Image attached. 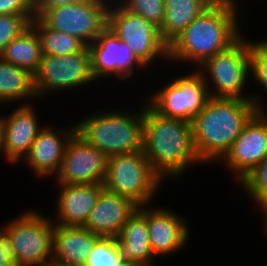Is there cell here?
<instances>
[{
	"label": "cell",
	"mask_w": 267,
	"mask_h": 266,
	"mask_svg": "<svg viewBox=\"0 0 267 266\" xmlns=\"http://www.w3.org/2000/svg\"><path fill=\"white\" fill-rule=\"evenodd\" d=\"M235 2H213L168 45V58L203 64L234 44L238 32Z\"/></svg>",
	"instance_id": "6da1fadb"
},
{
	"label": "cell",
	"mask_w": 267,
	"mask_h": 266,
	"mask_svg": "<svg viewBox=\"0 0 267 266\" xmlns=\"http://www.w3.org/2000/svg\"><path fill=\"white\" fill-rule=\"evenodd\" d=\"M143 151L163 179L182 175L190 163L201 162L193 143L192 122L164 117L148 104L144 108Z\"/></svg>",
	"instance_id": "7a4b0ae2"
},
{
	"label": "cell",
	"mask_w": 267,
	"mask_h": 266,
	"mask_svg": "<svg viewBox=\"0 0 267 266\" xmlns=\"http://www.w3.org/2000/svg\"><path fill=\"white\" fill-rule=\"evenodd\" d=\"M257 112L252 100L211 97L192 120L193 143L200 161L222 159Z\"/></svg>",
	"instance_id": "3957f363"
},
{
	"label": "cell",
	"mask_w": 267,
	"mask_h": 266,
	"mask_svg": "<svg viewBox=\"0 0 267 266\" xmlns=\"http://www.w3.org/2000/svg\"><path fill=\"white\" fill-rule=\"evenodd\" d=\"M80 121L76 133L107 157L143 150L144 109L139 114L105 112Z\"/></svg>",
	"instance_id": "277c9868"
},
{
	"label": "cell",
	"mask_w": 267,
	"mask_h": 266,
	"mask_svg": "<svg viewBox=\"0 0 267 266\" xmlns=\"http://www.w3.org/2000/svg\"><path fill=\"white\" fill-rule=\"evenodd\" d=\"M164 180L152 167L143 150L108 157L104 188L146 206ZM146 204V205H145Z\"/></svg>",
	"instance_id": "5b68a950"
},
{
	"label": "cell",
	"mask_w": 267,
	"mask_h": 266,
	"mask_svg": "<svg viewBox=\"0 0 267 266\" xmlns=\"http://www.w3.org/2000/svg\"><path fill=\"white\" fill-rule=\"evenodd\" d=\"M17 218L2 228L15 251V266H52V220L32 210Z\"/></svg>",
	"instance_id": "8992f818"
},
{
	"label": "cell",
	"mask_w": 267,
	"mask_h": 266,
	"mask_svg": "<svg viewBox=\"0 0 267 266\" xmlns=\"http://www.w3.org/2000/svg\"><path fill=\"white\" fill-rule=\"evenodd\" d=\"M250 40L240 37L226 50L208 58L200 66L210 74L215 92L209 90L213 98L252 100L256 110L262 112L263 104L258 97L242 95L249 72ZM261 104V105H260Z\"/></svg>",
	"instance_id": "52a82bcc"
},
{
	"label": "cell",
	"mask_w": 267,
	"mask_h": 266,
	"mask_svg": "<svg viewBox=\"0 0 267 266\" xmlns=\"http://www.w3.org/2000/svg\"><path fill=\"white\" fill-rule=\"evenodd\" d=\"M109 7L106 0H82L45 10L38 19L89 46L107 28Z\"/></svg>",
	"instance_id": "ba28073f"
},
{
	"label": "cell",
	"mask_w": 267,
	"mask_h": 266,
	"mask_svg": "<svg viewBox=\"0 0 267 266\" xmlns=\"http://www.w3.org/2000/svg\"><path fill=\"white\" fill-rule=\"evenodd\" d=\"M207 85L201 68L174 79L146 103L164 117L192 122L211 98Z\"/></svg>",
	"instance_id": "9c48e42d"
},
{
	"label": "cell",
	"mask_w": 267,
	"mask_h": 266,
	"mask_svg": "<svg viewBox=\"0 0 267 266\" xmlns=\"http://www.w3.org/2000/svg\"><path fill=\"white\" fill-rule=\"evenodd\" d=\"M109 5L107 27L131 48L145 66L156 56L168 59V45L162 40L158 27L120 4H116V7ZM112 6L113 9H110Z\"/></svg>",
	"instance_id": "30bf717a"
},
{
	"label": "cell",
	"mask_w": 267,
	"mask_h": 266,
	"mask_svg": "<svg viewBox=\"0 0 267 266\" xmlns=\"http://www.w3.org/2000/svg\"><path fill=\"white\" fill-rule=\"evenodd\" d=\"M93 80L88 46L77 53L65 56L43 54L39 67L33 74L36 96H42L51 90H69Z\"/></svg>",
	"instance_id": "8fae6325"
},
{
	"label": "cell",
	"mask_w": 267,
	"mask_h": 266,
	"mask_svg": "<svg viewBox=\"0 0 267 266\" xmlns=\"http://www.w3.org/2000/svg\"><path fill=\"white\" fill-rule=\"evenodd\" d=\"M108 157L76 132L69 139L57 173L59 184H101L107 173Z\"/></svg>",
	"instance_id": "7c38bea8"
},
{
	"label": "cell",
	"mask_w": 267,
	"mask_h": 266,
	"mask_svg": "<svg viewBox=\"0 0 267 266\" xmlns=\"http://www.w3.org/2000/svg\"><path fill=\"white\" fill-rule=\"evenodd\" d=\"M257 112L222 158L241 182L267 155V117Z\"/></svg>",
	"instance_id": "4fadbf2b"
},
{
	"label": "cell",
	"mask_w": 267,
	"mask_h": 266,
	"mask_svg": "<svg viewBox=\"0 0 267 266\" xmlns=\"http://www.w3.org/2000/svg\"><path fill=\"white\" fill-rule=\"evenodd\" d=\"M88 47L94 80L109 75H115L123 80L132 76L135 65H139L140 68L146 67L133 54L131 48L108 27Z\"/></svg>",
	"instance_id": "5bb4252c"
},
{
	"label": "cell",
	"mask_w": 267,
	"mask_h": 266,
	"mask_svg": "<svg viewBox=\"0 0 267 266\" xmlns=\"http://www.w3.org/2000/svg\"><path fill=\"white\" fill-rule=\"evenodd\" d=\"M138 205L127 197L103 189L83 226L100 237L117 238Z\"/></svg>",
	"instance_id": "9a60e30c"
},
{
	"label": "cell",
	"mask_w": 267,
	"mask_h": 266,
	"mask_svg": "<svg viewBox=\"0 0 267 266\" xmlns=\"http://www.w3.org/2000/svg\"><path fill=\"white\" fill-rule=\"evenodd\" d=\"M32 108L23 104L8 118L0 117L2 152L12 163L18 162L23 154L24 157L28 154L33 141L43 129L38 126L39 123Z\"/></svg>",
	"instance_id": "2e32d148"
},
{
	"label": "cell",
	"mask_w": 267,
	"mask_h": 266,
	"mask_svg": "<svg viewBox=\"0 0 267 266\" xmlns=\"http://www.w3.org/2000/svg\"><path fill=\"white\" fill-rule=\"evenodd\" d=\"M146 219L154 256L174 253L187 243L189 236L187 222L170 209H146Z\"/></svg>",
	"instance_id": "e0dca14e"
},
{
	"label": "cell",
	"mask_w": 267,
	"mask_h": 266,
	"mask_svg": "<svg viewBox=\"0 0 267 266\" xmlns=\"http://www.w3.org/2000/svg\"><path fill=\"white\" fill-rule=\"evenodd\" d=\"M100 238L83 226L54 224L52 266H85Z\"/></svg>",
	"instance_id": "ac0fdd59"
},
{
	"label": "cell",
	"mask_w": 267,
	"mask_h": 266,
	"mask_svg": "<svg viewBox=\"0 0 267 266\" xmlns=\"http://www.w3.org/2000/svg\"><path fill=\"white\" fill-rule=\"evenodd\" d=\"M58 221L63 226H84L104 184H59Z\"/></svg>",
	"instance_id": "d6986e66"
},
{
	"label": "cell",
	"mask_w": 267,
	"mask_h": 266,
	"mask_svg": "<svg viewBox=\"0 0 267 266\" xmlns=\"http://www.w3.org/2000/svg\"><path fill=\"white\" fill-rule=\"evenodd\" d=\"M75 132V126H72V129L70 128L68 131L63 130L60 132L61 134L55 133L50 127H44L33 141L28 154L23 157L24 160L41 177L57 174L67 143ZM62 133L64 134V137H61L63 139L59 137L63 135Z\"/></svg>",
	"instance_id": "ffe728a7"
},
{
	"label": "cell",
	"mask_w": 267,
	"mask_h": 266,
	"mask_svg": "<svg viewBox=\"0 0 267 266\" xmlns=\"http://www.w3.org/2000/svg\"><path fill=\"white\" fill-rule=\"evenodd\" d=\"M121 259L134 266L152 265L153 252L149 242L146 209L138 206L137 210L125 222L116 238Z\"/></svg>",
	"instance_id": "44dd1931"
},
{
	"label": "cell",
	"mask_w": 267,
	"mask_h": 266,
	"mask_svg": "<svg viewBox=\"0 0 267 266\" xmlns=\"http://www.w3.org/2000/svg\"><path fill=\"white\" fill-rule=\"evenodd\" d=\"M165 17L159 28L162 40L169 45L213 0H164Z\"/></svg>",
	"instance_id": "7402d4cb"
},
{
	"label": "cell",
	"mask_w": 267,
	"mask_h": 266,
	"mask_svg": "<svg viewBox=\"0 0 267 266\" xmlns=\"http://www.w3.org/2000/svg\"><path fill=\"white\" fill-rule=\"evenodd\" d=\"M42 49L36 31L30 26L11 40L0 53V58L34 74L42 60Z\"/></svg>",
	"instance_id": "603a6c76"
},
{
	"label": "cell",
	"mask_w": 267,
	"mask_h": 266,
	"mask_svg": "<svg viewBox=\"0 0 267 266\" xmlns=\"http://www.w3.org/2000/svg\"><path fill=\"white\" fill-rule=\"evenodd\" d=\"M35 95L33 74L0 58V104Z\"/></svg>",
	"instance_id": "cb8c5ba5"
},
{
	"label": "cell",
	"mask_w": 267,
	"mask_h": 266,
	"mask_svg": "<svg viewBox=\"0 0 267 266\" xmlns=\"http://www.w3.org/2000/svg\"><path fill=\"white\" fill-rule=\"evenodd\" d=\"M30 26L39 37L43 54L65 56L77 53L86 46L75 36L45 26L38 18H34Z\"/></svg>",
	"instance_id": "d4e9b609"
},
{
	"label": "cell",
	"mask_w": 267,
	"mask_h": 266,
	"mask_svg": "<svg viewBox=\"0 0 267 266\" xmlns=\"http://www.w3.org/2000/svg\"><path fill=\"white\" fill-rule=\"evenodd\" d=\"M125 262L114 237H101L94 245L85 266H122Z\"/></svg>",
	"instance_id": "484cf974"
},
{
	"label": "cell",
	"mask_w": 267,
	"mask_h": 266,
	"mask_svg": "<svg viewBox=\"0 0 267 266\" xmlns=\"http://www.w3.org/2000/svg\"><path fill=\"white\" fill-rule=\"evenodd\" d=\"M118 3L126 10L143 16L147 21L160 28L165 17L164 0H120Z\"/></svg>",
	"instance_id": "4316f807"
},
{
	"label": "cell",
	"mask_w": 267,
	"mask_h": 266,
	"mask_svg": "<svg viewBox=\"0 0 267 266\" xmlns=\"http://www.w3.org/2000/svg\"><path fill=\"white\" fill-rule=\"evenodd\" d=\"M241 184L258 206L267 199V155Z\"/></svg>",
	"instance_id": "83f0119b"
},
{
	"label": "cell",
	"mask_w": 267,
	"mask_h": 266,
	"mask_svg": "<svg viewBox=\"0 0 267 266\" xmlns=\"http://www.w3.org/2000/svg\"><path fill=\"white\" fill-rule=\"evenodd\" d=\"M31 25L26 15H0V53L6 45L20 36Z\"/></svg>",
	"instance_id": "f1b7e54d"
},
{
	"label": "cell",
	"mask_w": 267,
	"mask_h": 266,
	"mask_svg": "<svg viewBox=\"0 0 267 266\" xmlns=\"http://www.w3.org/2000/svg\"><path fill=\"white\" fill-rule=\"evenodd\" d=\"M249 72L267 90V39L258 43L250 41Z\"/></svg>",
	"instance_id": "f546056e"
},
{
	"label": "cell",
	"mask_w": 267,
	"mask_h": 266,
	"mask_svg": "<svg viewBox=\"0 0 267 266\" xmlns=\"http://www.w3.org/2000/svg\"><path fill=\"white\" fill-rule=\"evenodd\" d=\"M26 15L31 21L35 18L32 0H0V15Z\"/></svg>",
	"instance_id": "4dcf8cb0"
},
{
	"label": "cell",
	"mask_w": 267,
	"mask_h": 266,
	"mask_svg": "<svg viewBox=\"0 0 267 266\" xmlns=\"http://www.w3.org/2000/svg\"><path fill=\"white\" fill-rule=\"evenodd\" d=\"M16 254L11 246L9 236L0 232V266H15Z\"/></svg>",
	"instance_id": "1f68e13d"
},
{
	"label": "cell",
	"mask_w": 267,
	"mask_h": 266,
	"mask_svg": "<svg viewBox=\"0 0 267 266\" xmlns=\"http://www.w3.org/2000/svg\"><path fill=\"white\" fill-rule=\"evenodd\" d=\"M82 0H32L35 18H38L45 10Z\"/></svg>",
	"instance_id": "d6a6232c"
},
{
	"label": "cell",
	"mask_w": 267,
	"mask_h": 266,
	"mask_svg": "<svg viewBox=\"0 0 267 266\" xmlns=\"http://www.w3.org/2000/svg\"><path fill=\"white\" fill-rule=\"evenodd\" d=\"M261 207L260 210H263V213H265V218H266V221H267V199H265L260 205H259V208Z\"/></svg>",
	"instance_id": "836d02e7"
},
{
	"label": "cell",
	"mask_w": 267,
	"mask_h": 266,
	"mask_svg": "<svg viewBox=\"0 0 267 266\" xmlns=\"http://www.w3.org/2000/svg\"><path fill=\"white\" fill-rule=\"evenodd\" d=\"M3 151L2 148V130H1V124H0V152Z\"/></svg>",
	"instance_id": "e575fe53"
},
{
	"label": "cell",
	"mask_w": 267,
	"mask_h": 266,
	"mask_svg": "<svg viewBox=\"0 0 267 266\" xmlns=\"http://www.w3.org/2000/svg\"><path fill=\"white\" fill-rule=\"evenodd\" d=\"M214 2H235L234 0H213Z\"/></svg>",
	"instance_id": "d590c367"
},
{
	"label": "cell",
	"mask_w": 267,
	"mask_h": 266,
	"mask_svg": "<svg viewBox=\"0 0 267 266\" xmlns=\"http://www.w3.org/2000/svg\"><path fill=\"white\" fill-rule=\"evenodd\" d=\"M122 266H134L132 264L124 263Z\"/></svg>",
	"instance_id": "8d00e7d4"
}]
</instances>
